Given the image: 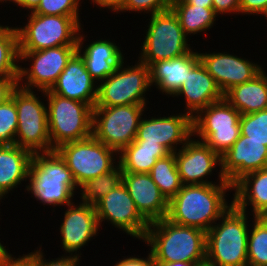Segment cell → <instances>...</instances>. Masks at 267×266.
<instances>
[{
  "instance_id": "cell-1",
  "label": "cell",
  "mask_w": 267,
  "mask_h": 266,
  "mask_svg": "<svg viewBox=\"0 0 267 266\" xmlns=\"http://www.w3.org/2000/svg\"><path fill=\"white\" fill-rule=\"evenodd\" d=\"M228 191H233L231 184L183 185L169 200L166 219L207 232L233 205L227 201Z\"/></svg>"
},
{
  "instance_id": "cell-2",
  "label": "cell",
  "mask_w": 267,
  "mask_h": 266,
  "mask_svg": "<svg viewBox=\"0 0 267 266\" xmlns=\"http://www.w3.org/2000/svg\"><path fill=\"white\" fill-rule=\"evenodd\" d=\"M142 242L150 246L154 263L189 262L206 264V232L163 218L149 223Z\"/></svg>"
},
{
  "instance_id": "cell-3",
  "label": "cell",
  "mask_w": 267,
  "mask_h": 266,
  "mask_svg": "<svg viewBox=\"0 0 267 266\" xmlns=\"http://www.w3.org/2000/svg\"><path fill=\"white\" fill-rule=\"evenodd\" d=\"M25 192L42 205L54 207L73 203L79 187L66 162L54 150L33 153Z\"/></svg>"
},
{
  "instance_id": "cell-4",
  "label": "cell",
  "mask_w": 267,
  "mask_h": 266,
  "mask_svg": "<svg viewBox=\"0 0 267 266\" xmlns=\"http://www.w3.org/2000/svg\"><path fill=\"white\" fill-rule=\"evenodd\" d=\"M249 213L232 205L206 232V264L248 266Z\"/></svg>"
},
{
  "instance_id": "cell-5",
  "label": "cell",
  "mask_w": 267,
  "mask_h": 266,
  "mask_svg": "<svg viewBox=\"0 0 267 266\" xmlns=\"http://www.w3.org/2000/svg\"><path fill=\"white\" fill-rule=\"evenodd\" d=\"M45 99L51 151L62 144L92 135L93 107L78 100L61 97L50 90L39 91Z\"/></svg>"
},
{
  "instance_id": "cell-6",
  "label": "cell",
  "mask_w": 267,
  "mask_h": 266,
  "mask_svg": "<svg viewBox=\"0 0 267 266\" xmlns=\"http://www.w3.org/2000/svg\"><path fill=\"white\" fill-rule=\"evenodd\" d=\"M27 23L16 26L19 51H37L77 45L82 28L80 16L42 15L29 12Z\"/></svg>"
},
{
  "instance_id": "cell-7",
  "label": "cell",
  "mask_w": 267,
  "mask_h": 266,
  "mask_svg": "<svg viewBox=\"0 0 267 266\" xmlns=\"http://www.w3.org/2000/svg\"><path fill=\"white\" fill-rule=\"evenodd\" d=\"M138 60L147 66L189 53L191 39L187 37L174 12L169 9L150 15ZM189 39V40H188Z\"/></svg>"
},
{
  "instance_id": "cell-8",
  "label": "cell",
  "mask_w": 267,
  "mask_h": 266,
  "mask_svg": "<svg viewBox=\"0 0 267 266\" xmlns=\"http://www.w3.org/2000/svg\"><path fill=\"white\" fill-rule=\"evenodd\" d=\"M37 95L19 86L13 91L18 118L15 144L32 153L51 152L47 104Z\"/></svg>"
},
{
  "instance_id": "cell-9",
  "label": "cell",
  "mask_w": 267,
  "mask_h": 266,
  "mask_svg": "<svg viewBox=\"0 0 267 266\" xmlns=\"http://www.w3.org/2000/svg\"><path fill=\"white\" fill-rule=\"evenodd\" d=\"M136 61L130 66L125 64L127 62L125 59L112 75L98 84L94 107L149 103L147 101L149 98H146L147 91L151 89L149 66L139 60Z\"/></svg>"
},
{
  "instance_id": "cell-10",
  "label": "cell",
  "mask_w": 267,
  "mask_h": 266,
  "mask_svg": "<svg viewBox=\"0 0 267 266\" xmlns=\"http://www.w3.org/2000/svg\"><path fill=\"white\" fill-rule=\"evenodd\" d=\"M146 109L142 104L94 107L92 135L119 154L135 140Z\"/></svg>"
},
{
  "instance_id": "cell-11",
  "label": "cell",
  "mask_w": 267,
  "mask_h": 266,
  "mask_svg": "<svg viewBox=\"0 0 267 266\" xmlns=\"http://www.w3.org/2000/svg\"><path fill=\"white\" fill-rule=\"evenodd\" d=\"M240 116V112L223 98L192 118L193 136L221 156L241 134Z\"/></svg>"
},
{
  "instance_id": "cell-12",
  "label": "cell",
  "mask_w": 267,
  "mask_h": 266,
  "mask_svg": "<svg viewBox=\"0 0 267 266\" xmlns=\"http://www.w3.org/2000/svg\"><path fill=\"white\" fill-rule=\"evenodd\" d=\"M55 151L66 162L78 187L86 181L112 171L119 164L118 153L93 135L62 144Z\"/></svg>"
},
{
  "instance_id": "cell-13",
  "label": "cell",
  "mask_w": 267,
  "mask_h": 266,
  "mask_svg": "<svg viewBox=\"0 0 267 266\" xmlns=\"http://www.w3.org/2000/svg\"><path fill=\"white\" fill-rule=\"evenodd\" d=\"M77 52V45H65L37 51H19L20 62H29L27 68L19 67L18 86L27 90L47 91L57 81L68 61ZM25 60V61H24Z\"/></svg>"
},
{
  "instance_id": "cell-14",
  "label": "cell",
  "mask_w": 267,
  "mask_h": 266,
  "mask_svg": "<svg viewBox=\"0 0 267 266\" xmlns=\"http://www.w3.org/2000/svg\"><path fill=\"white\" fill-rule=\"evenodd\" d=\"M99 226L103 221L135 239H144L149 223L137 211L125 185L121 183L95 205Z\"/></svg>"
},
{
  "instance_id": "cell-15",
  "label": "cell",
  "mask_w": 267,
  "mask_h": 266,
  "mask_svg": "<svg viewBox=\"0 0 267 266\" xmlns=\"http://www.w3.org/2000/svg\"><path fill=\"white\" fill-rule=\"evenodd\" d=\"M178 172L183 185L230 184L221 173V156L205 142L191 137L184 146L175 152ZM219 167L218 182L208 178Z\"/></svg>"
},
{
  "instance_id": "cell-16",
  "label": "cell",
  "mask_w": 267,
  "mask_h": 266,
  "mask_svg": "<svg viewBox=\"0 0 267 266\" xmlns=\"http://www.w3.org/2000/svg\"><path fill=\"white\" fill-rule=\"evenodd\" d=\"M172 114L142 117L134 141L160 144L169 153L177 152L193 136L192 118L184 112Z\"/></svg>"
},
{
  "instance_id": "cell-17",
  "label": "cell",
  "mask_w": 267,
  "mask_h": 266,
  "mask_svg": "<svg viewBox=\"0 0 267 266\" xmlns=\"http://www.w3.org/2000/svg\"><path fill=\"white\" fill-rule=\"evenodd\" d=\"M67 205L64 212L63 222L59 232L61 237V248L64 254L82 257L80 250L88 246L91 239H95L101 229L98 223L95 207L88 203L78 202ZM80 251V252H79Z\"/></svg>"
},
{
  "instance_id": "cell-18",
  "label": "cell",
  "mask_w": 267,
  "mask_h": 266,
  "mask_svg": "<svg viewBox=\"0 0 267 266\" xmlns=\"http://www.w3.org/2000/svg\"><path fill=\"white\" fill-rule=\"evenodd\" d=\"M198 55L223 94L233 86L253 80L264 70L259 62L241 58L234 53L205 51V53L198 52Z\"/></svg>"
},
{
  "instance_id": "cell-19",
  "label": "cell",
  "mask_w": 267,
  "mask_h": 266,
  "mask_svg": "<svg viewBox=\"0 0 267 266\" xmlns=\"http://www.w3.org/2000/svg\"><path fill=\"white\" fill-rule=\"evenodd\" d=\"M267 168V146L241 135L221 155V173L233 186L244 175Z\"/></svg>"
},
{
  "instance_id": "cell-20",
  "label": "cell",
  "mask_w": 267,
  "mask_h": 266,
  "mask_svg": "<svg viewBox=\"0 0 267 266\" xmlns=\"http://www.w3.org/2000/svg\"><path fill=\"white\" fill-rule=\"evenodd\" d=\"M122 183L137 211L148 223L166 218L169 201L160 192L149 173L122 172Z\"/></svg>"
},
{
  "instance_id": "cell-21",
  "label": "cell",
  "mask_w": 267,
  "mask_h": 266,
  "mask_svg": "<svg viewBox=\"0 0 267 266\" xmlns=\"http://www.w3.org/2000/svg\"><path fill=\"white\" fill-rule=\"evenodd\" d=\"M83 30L82 27L78 34L77 52L83 58L91 77L99 84L112 75L125 60L124 50L116 45L115 40L111 41L109 38L96 39L84 47L87 36L81 33Z\"/></svg>"
},
{
  "instance_id": "cell-22",
  "label": "cell",
  "mask_w": 267,
  "mask_h": 266,
  "mask_svg": "<svg viewBox=\"0 0 267 266\" xmlns=\"http://www.w3.org/2000/svg\"><path fill=\"white\" fill-rule=\"evenodd\" d=\"M50 91L64 98L87 103L94 108L98 95V83L87 71L81 55L76 52Z\"/></svg>"
},
{
  "instance_id": "cell-23",
  "label": "cell",
  "mask_w": 267,
  "mask_h": 266,
  "mask_svg": "<svg viewBox=\"0 0 267 266\" xmlns=\"http://www.w3.org/2000/svg\"><path fill=\"white\" fill-rule=\"evenodd\" d=\"M179 96L185 99L183 112L191 118L208 105L224 98V94L201 61L188 73L181 88L172 98Z\"/></svg>"
},
{
  "instance_id": "cell-24",
  "label": "cell",
  "mask_w": 267,
  "mask_h": 266,
  "mask_svg": "<svg viewBox=\"0 0 267 266\" xmlns=\"http://www.w3.org/2000/svg\"><path fill=\"white\" fill-rule=\"evenodd\" d=\"M195 49L185 55L154 62L150 67V85L159 93L173 97L181 88L188 73L200 62Z\"/></svg>"
},
{
  "instance_id": "cell-25",
  "label": "cell",
  "mask_w": 267,
  "mask_h": 266,
  "mask_svg": "<svg viewBox=\"0 0 267 266\" xmlns=\"http://www.w3.org/2000/svg\"><path fill=\"white\" fill-rule=\"evenodd\" d=\"M233 205L247 212L250 210L255 217L267 214V168L244 175L233 185Z\"/></svg>"
},
{
  "instance_id": "cell-26",
  "label": "cell",
  "mask_w": 267,
  "mask_h": 266,
  "mask_svg": "<svg viewBox=\"0 0 267 266\" xmlns=\"http://www.w3.org/2000/svg\"><path fill=\"white\" fill-rule=\"evenodd\" d=\"M33 153L14 145H0V202L13 189L28 181Z\"/></svg>"
},
{
  "instance_id": "cell-27",
  "label": "cell",
  "mask_w": 267,
  "mask_h": 266,
  "mask_svg": "<svg viewBox=\"0 0 267 266\" xmlns=\"http://www.w3.org/2000/svg\"><path fill=\"white\" fill-rule=\"evenodd\" d=\"M224 98L241 115L267 109V74L263 70L253 80L233 86Z\"/></svg>"
},
{
  "instance_id": "cell-28",
  "label": "cell",
  "mask_w": 267,
  "mask_h": 266,
  "mask_svg": "<svg viewBox=\"0 0 267 266\" xmlns=\"http://www.w3.org/2000/svg\"><path fill=\"white\" fill-rule=\"evenodd\" d=\"M170 154L162 145L133 141L118 154L122 172L150 173L158 159Z\"/></svg>"
},
{
  "instance_id": "cell-29",
  "label": "cell",
  "mask_w": 267,
  "mask_h": 266,
  "mask_svg": "<svg viewBox=\"0 0 267 266\" xmlns=\"http://www.w3.org/2000/svg\"><path fill=\"white\" fill-rule=\"evenodd\" d=\"M170 9L177 16L187 37L210 31L218 17L213 8L190 5L184 0H172Z\"/></svg>"
},
{
  "instance_id": "cell-30",
  "label": "cell",
  "mask_w": 267,
  "mask_h": 266,
  "mask_svg": "<svg viewBox=\"0 0 267 266\" xmlns=\"http://www.w3.org/2000/svg\"><path fill=\"white\" fill-rule=\"evenodd\" d=\"M149 174L168 201L183 187L175 153H170L166 157L158 159Z\"/></svg>"
},
{
  "instance_id": "cell-31",
  "label": "cell",
  "mask_w": 267,
  "mask_h": 266,
  "mask_svg": "<svg viewBox=\"0 0 267 266\" xmlns=\"http://www.w3.org/2000/svg\"><path fill=\"white\" fill-rule=\"evenodd\" d=\"M19 61L20 54L16 27L0 24V76L19 75Z\"/></svg>"
},
{
  "instance_id": "cell-32",
  "label": "cell",
  "mask_w": 267,
  "mask_h": 266,
  "mask_svg": "<svg viewBox=\"0 0 267 266\" xmlns=\"http://www.w3.org/2000/svg\"><path fill=\"white\" fill-rule=\"evenodd\" d=\"M122 183V171L118 164L112 171L86 181L79 188L80 201L95 205L110 191Z\"/></svg>"
},
{
  "instance_id": "cell-33",
  "label": "cell",
  "mask_w": 267,
  "mask_h": 266,
  "mask_svg": "<svg viewBox=\"0 0 267 266\" xmlns=\"http://www.w3.org/2000/svg\"><path fill=\"white\" fill-rule=\"evenodd\" d=\"M247 243L248 266H267V220L253 216Z\"/></svg>"
},
{
  "instance_id": "cell-34",
  "label": "cell",
  "mask_w": 267,
  "mask_h": 266,
  "mask_svg": "<svg viewBox=\"0 0 267 266\" xmlns=\"http://www.w3.org/2000/svg\"><path fill=\"white\" fill-rule=\"evenodd\" d=\"M240 133L267 146V109L241 115Z\"/></svg>"
},
{
  "instance_id": "cell-35",
  "label": "cell",
  "mask_w": 267,
  "mask_h": 266,
  "mask_svg": "<svg viewBox=\"0 0 267 266\" xmlns=\"http://www.w3.org/2000/svg\"><path fill=\"white\" fill-rule=\"evenodd\" d=\"M18 128L17 108L10 99L0 104V145H14Z\"/></svg>"
},
{
  "instance_id": "cell-36",
  "label": "cell",
  "mask_w": 267,
  "mask_h": 266,
  "mask_svg": "<svg viewBox=\"0 0 267 266\" xmlns=\"http://www.w3.org/2000/svg\"><path fill=\"white\" fill-rule=\"evenodd\" d=\"M81 0H41L35 14L59 15V16H80Z\"/></svg>"
},
{
  "instance_id": "cell-37",
  "label": "cell",
  "mask_w": 267,
  "mask_h": 266,
  "mask_svg": "<svg viewBox=\"0 0 267 266\" xmlns=\"http://www.w3.org/2000/svg\"><path fill=\"white\" fill-rule=\"evenodd\" d=\"M172 0H126L123 12H137L138 14H155L170 9ZM131 11V12H130Z\"/></svg>"
},
{
  "instance_id": "cell-38",
  "label": "cell",
  "mask_w": 267,
  "mask_h": 266,
  "mask_svg": "<svg viewBox=\"0 0 267 266\" xmlns=\"http://www.w3.org/2000/svg\"><path fill=\"white\" fill-rule=\"evenodd\" d=\"M41 246L29 253L36 260L37 266H80L81 258L74 255L62 254L60 258L46 259Z\"/></svg>"
},
{
  "instance_id": "cell-39",
  "label": "cell",
  "mask_w": 267,
  "mask_h": 266,
  "mask_svg": "<svg viewBox=\"0 0 267 266\" xmlns=\"http://www.w3.org/2000/svg\"><path fill=\"white\" fill-rule=\"evenodd\" d=\"M240 14L243 15H262L267 9V0H240Z\"/></svg>"
},
{
  "instance_id": "cell-40",
  "label": "cell",
  "mask_w": 267,
  "mask_h": 266,
  "mask_svg": "<svg viewBox=\"0 0 267 266\" xmlns=\"http://www.w3.org/2000/svg\"><path fill=\"white\" fill-rule=\"evenodd\" d=\"M18 76H0V104L11 98L13 91L18 87Z\"/></svg>"
},
{
  "instance_id": "cell-41",
  "label": "cell",
  "mask_w": 267,
  "mask_h": 266,
  "mask_svg": "<svg viewBox=\"0 0 267 266\" xmlns=\"http://www.w3.org/2000/svg\"><path fill=\"white\" fill-rule=\"evenodd\" d=\"M240 0H213L214 12L219 16L224 14H235L240 15L239 9Z\"/></svg>"
},
{
  "instance_id": "cell-42",
  "label": "cell",
  "mask_w": 267,
  "mask_h": 266,
  "mask_svg": "<svg viewBox=\"0 0 267 266\" xmlns=\"http://www.w3.org/2000/svg\"><path fill=\"white\" fill-rule=\"evenodd\" d=\"M148 252L146 258L128 255L129 257L125 256L124 258L119 259L120 261H115L116 263L113 266H155L153 256L150 251Z\"/></svg>"
},
{
  "instance_id": "cell-43",
  "label": "cell",
  "mask_w": 267,
  "mask_h": 266,
  "mask_svg": "<svg viewBox=\"0 0 267 266\" xmlns=\"http://www.w3.org/2000/svg\"><path fill=\"white\" fill-rule=\"evenodd\" d=\"M90 1V0H89ZM126 0H91V4L97 5L100 9H108L113 14L121 13Z\"/></svg>"
},
{
  "instance_id": "cell-44",
  "label": "cell",
  "mask_w": 267,
  "mask_h": 266,
  "mask_svg": "<svg viewBox=\"0 0 267 266\" xmlns=\"http://www.w3.org/2000/svg\"><path fill=\"white\" fill-rule=\"evenodd\" d=\"M4 266H37L36 260L28 253L23 256L12 255L4 264Z\"/></svg>"
},
{
  "instance_id": "cell-45",
  "label": "cell",
  "mask_w": 267,
  "mask_h": 266,
  "mask_svg": "<svg viewBox=\"0 0 267 266\" xmlns=\"http://www.w3.org/2000/svg\"><path fill=\"white\" fill-rule=\"evenodd\" d=\"M41 0H14V5H18L20 8L33 12L39 5Z\"/></svg>"
},
{
  "instance_id": "cell-46",
  "label": "cell",
  "mask_w": 267,
  "mask_h": 266,
  "mask_svg": "<svg viewBox=\"0 0 267 266\" xmlns=\"http://www.w3.org/2000/svg\"><path fill=\"white\" fill-rule=\"evenodd\" d=\"M1 240V239H0ZM0 241V266H4L5 262L13 255L8 252L6 246Z\"/></svg>"
},
{
  "instance_id": "cell-47",
  "label": "cell",
  "mask_w": 267,
  "mask_h": 266,
  "mask_svg": "<svg viewBox=\"0 0 267 266\" xmlns=\"http://www.w3.org/2000/svg\"><path fill=\"white\" fill-rule=\"evenodd\" d=\"M187 4L195 6H206V8H213V0H184Z\"/></svg>"
},
{
  "instance_id": "cell-48",
  "label": "cell",
  "mask_w": 267,
  "mask_h": 266,
  "mask_svg": "<svg viewBox=\"0 0 267 266\" xmlns=\"http://www.w3.org/2000/svg\"><path fill=\"white\" fill-rule=\"evenodd\" d=\"M155 266H201L204 264L189 263V262H167V263H154Z\"/></svg>"
},
{
  "instance_id": "cell-49",
  "label": "cell",
  "mask_w": 267,
  "mask_h": 266,
  "mask_svg": "<svg viewBox=\"0 0 267 266\" xmlns=\"http://www.w3.org/2000/svg\"><path fill=\"white\" fill-rule=\"evenodd\" d=\"M7 1L9 2V4H10V3H14V0H0V3H2V4H3L4 2L7 3Z\"/></svg>"
},
{
  "instance_id": "cell-50",
  "label": "cell",
  "mask_w": 267,
  "mask_h": 266,
  "mask_svg": "<svg viewBox=\"0 0 267 266\" xmlns=\"http://www.w3.org/2000/svg\"><path fill=\"white\" fill-rule=\"evenodd\" d=\"M262 16L266 17L265 19L267 20V9L264 11V13L262 14Z\"/></svg>"
}]
</instances>
